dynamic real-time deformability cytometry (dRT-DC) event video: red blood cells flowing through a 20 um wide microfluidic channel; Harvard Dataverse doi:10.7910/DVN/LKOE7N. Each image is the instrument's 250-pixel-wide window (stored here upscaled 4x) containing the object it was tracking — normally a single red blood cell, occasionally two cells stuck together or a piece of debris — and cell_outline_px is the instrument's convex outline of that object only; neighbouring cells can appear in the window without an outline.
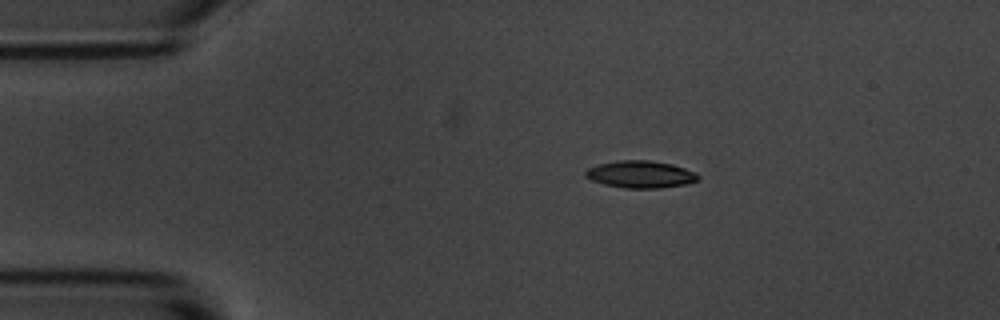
{"species": "common noctule bat (a hibernating species)", "species_latin": "Nyctalus noctula", "temperature_condition": "room temperature", "stored_images_in_passage": 46, "camera_frame_rate_fps": 3000, "um_per_image_px": 0.085, "animal": {"sex": "male", "body_mass_g": 20.1, "forearm_length_mm": 53.5}, "frame": {"image": 1, "passage_image": 1, "time_ms": 0.0, "image_size_px": [1000, 320], "cell_outline_px": [[700, 176], [696, 180], [688, 184], [660, 188], [624, 188], [604, 184], [592, 180], [584, 176], [584, 172], [588, 168], [596, 164], [620, 160], [648, 160], [672, 164], [696, 172]], "centroid_in_image_um": [54.43, 14.82], "position_along_channel_um": 30.6, "area_um2": 17.92}}
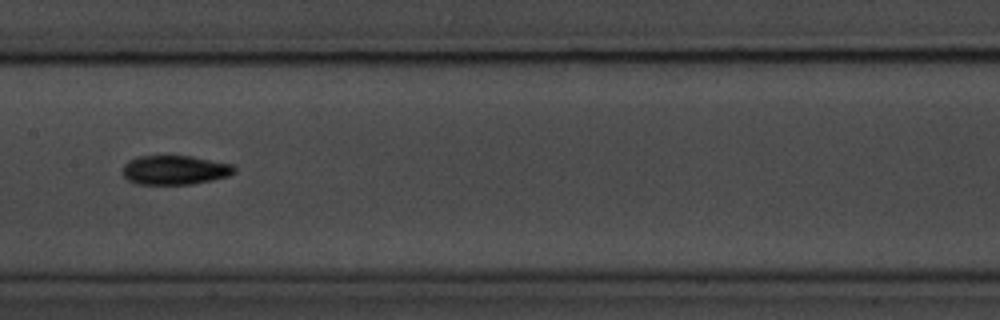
{"frame": {"image": 2, "passage_image": 18, "time_ms": 5.667, "image_size_px": [1000, 320], "cell_outline_px": [[236, 172], [228, 176], [212, 180], [188, 184], [136, 184], [128, 180], [124, 176], [124, 164], [128, 160], [136, 156], [192, 156], [232, 164], [236, 168]], "centroid_in_image_um": [14.87, 14.44], "position_along_channel_um": 192.5, "area_um2": 19.02}}
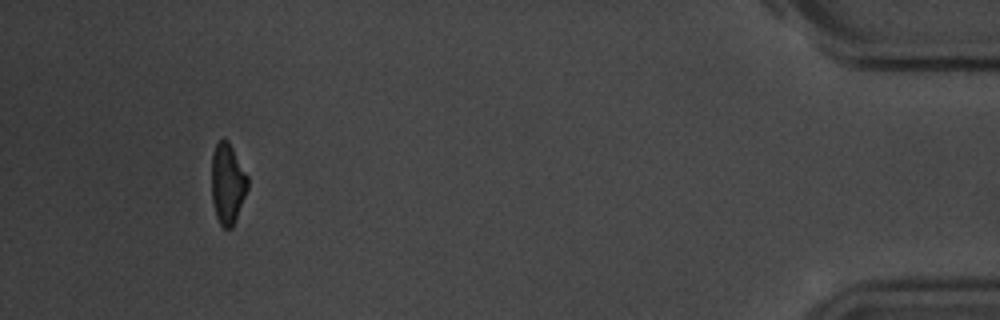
{"frame": {"image": 3, "passage_image": 42, "time_ms": 13.667, "image_size_px": [1000, 320], "cell_outline_px": [[248, 188], [236, 220], [232, 228], [224, 228], [220, 224], [216, 216], [212, 200], [212, 152], [216, 144], [224, 136], [228, 140], [248, 176]], "centroid_in_image_um": [19.34, 15.6], "position_along_channel_um": 415.9, "area_um2": 17.05}, "authors_computed_cell_mechanics": {"area_um2": 17.9758, "velocity_mm_per_s": 3.6576, "shape_relaxation_time_tau1_ms": 3.7503, "shape_relaxation_time_tau2_ms": 6.2183, "deformation_change_tau1": 0.1511, "deformation_change_tau2": 0.137}}